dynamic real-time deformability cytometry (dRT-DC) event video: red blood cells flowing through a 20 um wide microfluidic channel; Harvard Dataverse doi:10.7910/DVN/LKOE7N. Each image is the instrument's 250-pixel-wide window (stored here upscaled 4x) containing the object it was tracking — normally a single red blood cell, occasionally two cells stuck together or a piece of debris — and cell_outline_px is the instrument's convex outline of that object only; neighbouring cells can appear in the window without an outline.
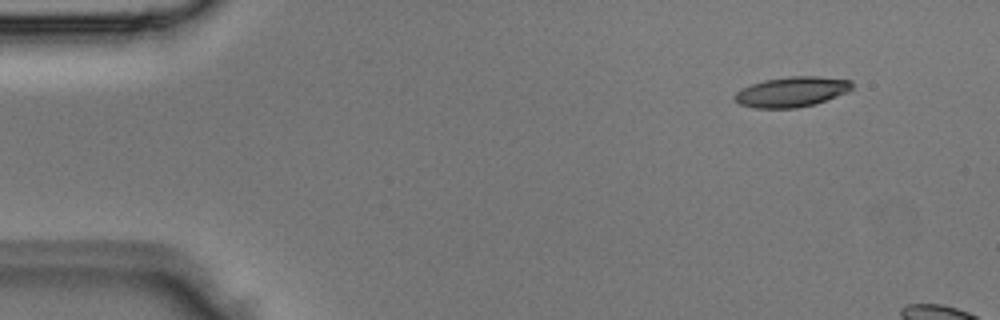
{"species": "Egyptian fruit bat (a non-hibernating species)", "species_latin": "Rousettus aegyptiacus", "temperature_condition": "room temperature", "stored_images_in_passage": 3, "camera_frame_rate_fps": 3000, "um_per_image_px": 0.085, "animal": {"sex": "male"}, "frame": {"image": 1, "passage_image": 1, "time_ms": 0.0, "image_size_px": [1000, 320], "cell_outline_px": [[852, 88], [848, 92], [816, 104], [796, 108], [752, 108], [740, 104], [732, 96], [740, 88], [764, 80], [788, 76], [816, 76], [852, 80]], "centroid_in_image_um": [67.29, 7.8], "position_along_channel_um": 17.7, "area_um2": 20.81}}